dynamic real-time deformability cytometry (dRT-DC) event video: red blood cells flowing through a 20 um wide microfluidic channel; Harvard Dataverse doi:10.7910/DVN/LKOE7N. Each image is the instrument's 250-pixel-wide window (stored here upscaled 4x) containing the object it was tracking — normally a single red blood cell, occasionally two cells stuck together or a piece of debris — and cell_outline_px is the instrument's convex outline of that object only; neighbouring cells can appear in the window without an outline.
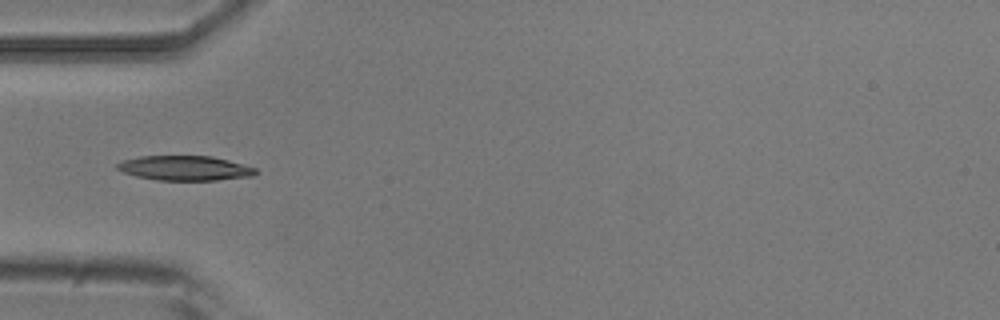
{"species": "common noctule bat (a hibernating species)", "species_latin": "Nyctalus noctula", "temperature_condition": "room temperature", "stored_images_in_passage": 36, "camera_frame_rate_fps": 3000, "um_per_image_px": 0.085, "animal": {"sex": "male", "body_mass_g": 20.5, "forearm_length_mm": 52.5}, "frame": {"image": 1, "passage_image": 1, "time_ms": 0.0, "image_size_px": [1000, 320], "cell_outline_px": [[260, 172], [252, 176], [216, 180], [156, 180], [136, 176], [124, 172], [116, 168], [116, 164], [124, 160], [140, 156], [212, 156], [228, 160], [256, 168]], "centroid_in_image_um": [15.73, 14.29], "position_along_channel_um": 69.3, "area_um2": 19.88}}
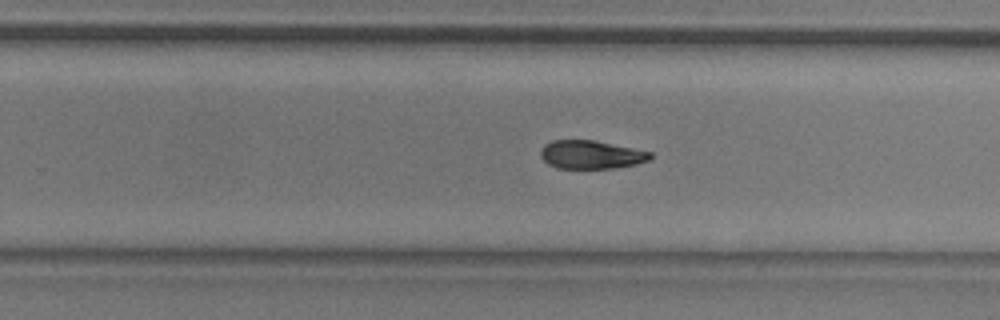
{"frame": {"image": 2, "passage_image": 17, "time_ms": 5.333, "image_size_px": [1000, 320], "cell_outline_px": [[652, 156], [648, 160], [636, 164], [612, 168], [556, 168], [548, 164], [540, 156], [540, 152], [544, 144], [552, 140], [592, 140], [652, 152]], "centroid_in_image_um": [50.2, 13.14], "position_along_channel_um": 279.6, "area_um2": 17.98}}
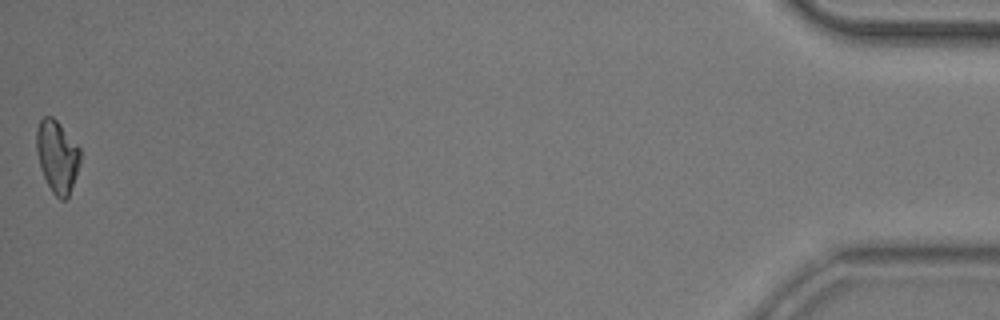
{"frame": {"image": 3, "passage_image": 36, "time_ms": 11.667, "image_size_px": [1000, 320], "cell_outline_px": [[80, 164], [76, 176], [68, 196], [64, 200], [60, 200], [52, 192], [44, 176], [36, 152], [36, 128], [40, 120], [44, 116], [52, 116], [60, 124], [80, 148]], "centroid_in_image_um": [4.86, 13.28], "position_along_channel_um": 430.3, "area_um2": 18.32}, "authors_computed_cell_mechanics": {"area_um2": 19.0162, "velocity_mm_per_s": 3.9242, "shape_relaxation_time_tau1_ms": 6.7598, "shape_relaxation_time_tau2_ms": 7.7974, "deformation_change_tau1": 0.1728, "deformation_change_tau2": 0.149}}